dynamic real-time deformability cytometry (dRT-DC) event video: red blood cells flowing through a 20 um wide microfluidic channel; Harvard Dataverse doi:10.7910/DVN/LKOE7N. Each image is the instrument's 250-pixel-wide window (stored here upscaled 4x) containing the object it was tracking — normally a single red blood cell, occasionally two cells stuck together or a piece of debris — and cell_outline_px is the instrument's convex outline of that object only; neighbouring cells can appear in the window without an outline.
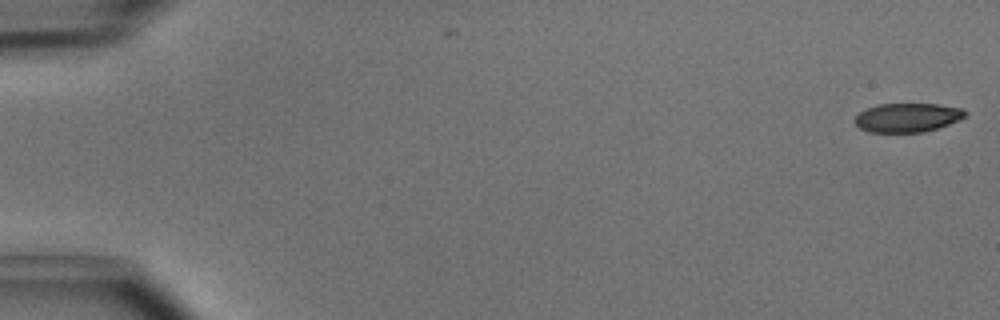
{"species": "common noctule bat (a hibernating species)", "species_latin": "Nyctalus noctula", "temperature_condition": "cold", "stored_images_in_passage": 2, "camera_frame_rate_fps": 3000, "um_per_image_px": 0.085, "animal": {"sex": "male", "body_mass_g": 15.6}, "frame": {"image": 1, "passage_image": 2, "time_ms": 0.333, "image_size_px": [1000, 320], "cell_outline_px": [[968, 116], [960, 120], [924, 132], [868, 132], [860, 128], [856, 124], [856, 116], [860, 112], [876, 104], [936, 104], [964, 108], [968, 112]], "centroid_in_image_um": [77.19, 9.99], "position_along_channel_um": 7.8, "area_um2": 18.67}}